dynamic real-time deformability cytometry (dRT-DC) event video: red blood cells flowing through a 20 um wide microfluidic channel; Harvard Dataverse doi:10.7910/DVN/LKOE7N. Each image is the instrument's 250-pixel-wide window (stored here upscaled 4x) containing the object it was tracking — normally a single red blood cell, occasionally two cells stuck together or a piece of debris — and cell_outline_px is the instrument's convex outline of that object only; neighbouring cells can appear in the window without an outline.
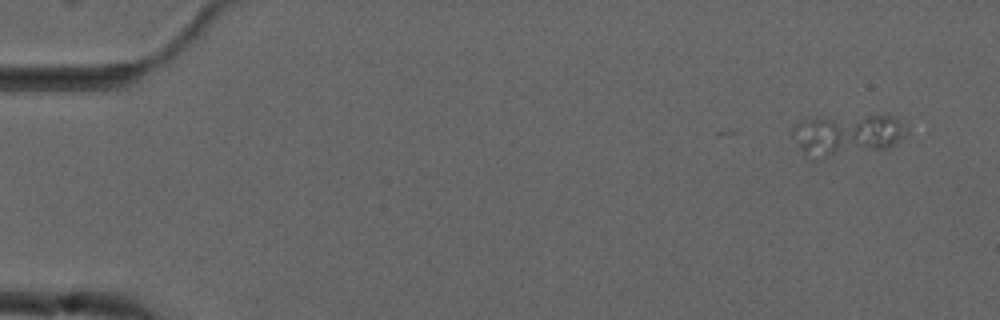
{"species": "common noctule bat (a hibernating species)", "species_latin": "Nyctalus noctula", "temperature_condition": "cold", "stored_images_in_passage": 5, "camera_frame_rate_fps": 3000, "um_per_image_px": 0.085, "animal": {"sex": "male", "forearm_length_mm": 52.5}, "frame": {"image": 1, "passage_image": 1, "time_ms": 0.0, "image_size_px": [1000, 320], "cell_outline_px": [[904, 124], [900, 136], [896, 144], [888, 148], [820, 160], [812, 160], [804, 156], [792, 132], [792, 128], [796, 124], [808, 120], [864, 116], [896, 116]], "centroid_in_image_um": [71.95, 11.54], "position_along_channel_um": 13.1, "area_um2": 27.05}}